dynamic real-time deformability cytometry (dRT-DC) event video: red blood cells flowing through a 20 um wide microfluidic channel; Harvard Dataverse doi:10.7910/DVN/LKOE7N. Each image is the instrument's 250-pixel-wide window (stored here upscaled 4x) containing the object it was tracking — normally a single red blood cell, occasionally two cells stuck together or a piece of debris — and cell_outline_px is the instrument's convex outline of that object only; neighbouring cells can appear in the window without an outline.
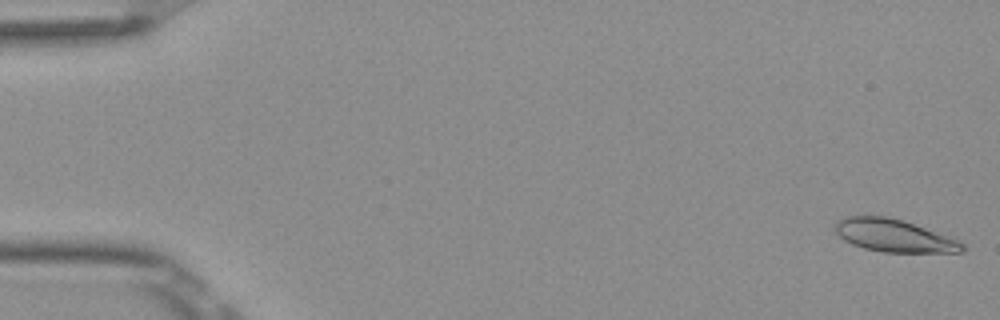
{"species": "Egyptian fruit bat (a non-hibernating species)", "species_latin": "Rousettus aegyptiacus", "temperature_condition": "room temperature", "stored_images_in_passage": 52, "camera_frame_rate_fps": 3000, "um_per_image_px": 0.085, "frame": {"image": 1, "passage_image": 1, "time_ms": 0.0, "image_size_px": [1000, 320], "cell_outline_px": [[964, 252], [884, 252], [864, 248], [852, 244], [844, 240], [832, 228], [836, 220], [844, 216], [888, 216], [960, 240], [964, 244]], "centroid_in_image_um": [75.94, 20.02], "position_along_channel_um": 9.1, "area_um2": 24.04}}
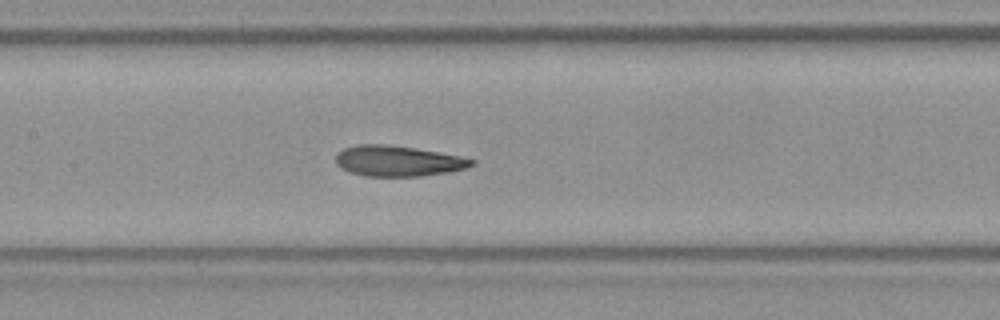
{"frame": {"image": 2, "passage_image": 25, "time_ms": 8.0, "image_size_px": [1000, 320], "cell_outline_px": [[476, 164], [468, 168], [448, 172], [420, 176], [364, 176], [340, 168], [336, 164], [336, 156], [344, 148], [360, 144], [388, 144], [416, 148], [460, 156], [476, 160]], "centroid_in_image_um": [33.86, 13.68], "position_along_channel_um": 173.5, "area_um2": 24.28}}
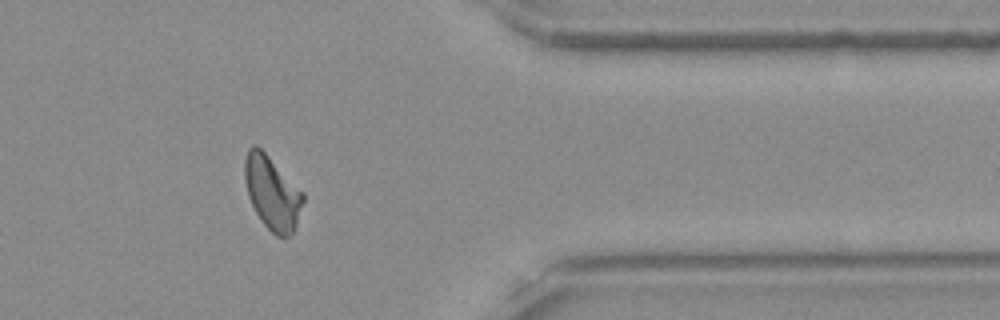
{"frame": {"image": 3, "passage_image": 43, "time_ms": 14.0, "image_size_px": [1000, 320], "cell_outline_px": [[304, 200], [296, 228], [288, 236], [276, 236], [260, 220], [248, 196], [244, 180], [244, 160], [248, 148], [252, 144], [256, 144], [304, 192]], "centroid_in_image_um": [23.13, 16.38], "position_along_channel_um": 388.3, "area_um2": 24.97}, "authors_computed_cell_mechanics": {"area_um2": 24.3627, "velocity_mm_per_s": 3.8696, "shape_relaxation_time_tau1_ms": 4.8133, "shape_relaxation_time_tau2_ms": 1.9178, "deformation_change_tau1": 0.1518, "deformation_change_tau2": 0.0912}}